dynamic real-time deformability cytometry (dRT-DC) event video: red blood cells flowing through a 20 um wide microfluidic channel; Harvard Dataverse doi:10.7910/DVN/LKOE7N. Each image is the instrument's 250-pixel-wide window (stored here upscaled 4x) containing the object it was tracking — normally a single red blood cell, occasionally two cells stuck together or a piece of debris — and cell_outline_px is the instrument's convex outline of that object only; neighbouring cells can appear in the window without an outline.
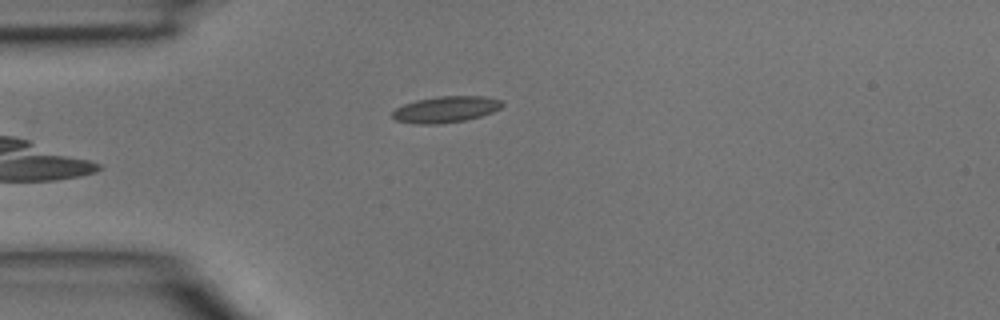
{"species": "common noctule bat (a hibernating species)", "species_latin": "Nyctalus noctula", "temperature_condition": "room temperature", "stored_images_in_passage": 5, "camera_frame_rate_fps": 3000, "um_per_image_px": 0.085, "animal": {"sex": "male", "body_mass_g": 15.6}, "frame": {"image": 1, "passage_image": 4, "time_ms": 1.0, "image_size_px": [1000, 320], "cell_outline_px": [[504, 104], [500, 108], [492, 112], [480, 116], [464, 120], [440, 124], [416, 124], [396, 120], [392, 116], [392, 112], [396, 108], [404, 104], [416, 100], [440, 96], [484, 96], [500, 100]], "centroid_in_image_um": [37.88, 9.3], "position_along_channel_um": 47.1, "area_um2": 16.7}}
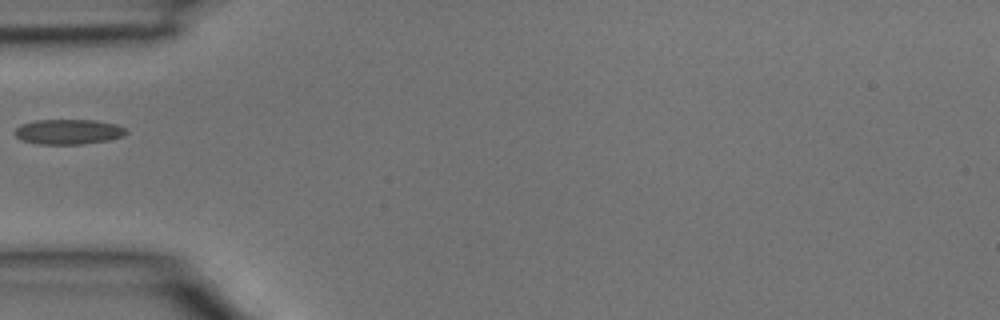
{"frame": {"image": 2, "passage_image": 5, "time_ms": 1.333, "image_size_px": [1000, 320], "cell_outline_px": [[128, 132], [124, 136], [108, 140], [80, 144], [40, 144], [20, 140], [12, 132], [20, 124], [36, 120], [96, 120], [116, 124], [124, 128]], "centroid_in_image_um": [5.78, 11.19], "position_along_channel_um": 79.2, "area_um2": 16.36}}